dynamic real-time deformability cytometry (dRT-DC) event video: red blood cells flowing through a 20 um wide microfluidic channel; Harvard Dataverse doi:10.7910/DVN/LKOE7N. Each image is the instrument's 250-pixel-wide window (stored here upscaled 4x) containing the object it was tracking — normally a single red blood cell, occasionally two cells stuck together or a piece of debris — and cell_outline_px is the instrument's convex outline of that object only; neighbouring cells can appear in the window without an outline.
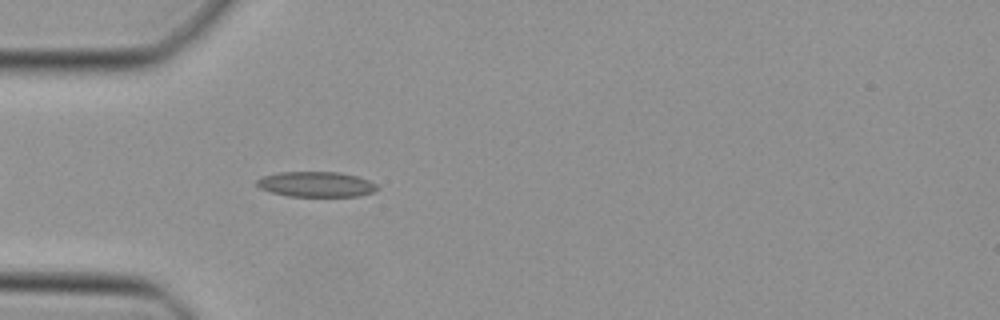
{"species": "Egyptian fruit bat (a non-hibernating species)", "species_latin": "Rousettus aegyptiacus", "temperature_condition": "cold", "stored_images_in_passage": 4, "camera_frame_rate_fps": 3000, "um_per_image_px": 0.085, "animal": {"sex": "female"}, "frame": {"image": 1, "passage_image": 2, "time_ms": 0.333, "image_size_px": [1000, 320], "cell_outline_px": [[380, 188], [372, 192], [360, 196], [288, 196], [272, 192], [260, 188], [256, 184], [256, 180], [264, 176], [280, 172], [340, 172], [356, 176], [368, 180], [376, 184]], "centroid_in_image_um": [26.89, 15.66], "position_along_channel_um": 58.1, "area_um2": 17.63}}